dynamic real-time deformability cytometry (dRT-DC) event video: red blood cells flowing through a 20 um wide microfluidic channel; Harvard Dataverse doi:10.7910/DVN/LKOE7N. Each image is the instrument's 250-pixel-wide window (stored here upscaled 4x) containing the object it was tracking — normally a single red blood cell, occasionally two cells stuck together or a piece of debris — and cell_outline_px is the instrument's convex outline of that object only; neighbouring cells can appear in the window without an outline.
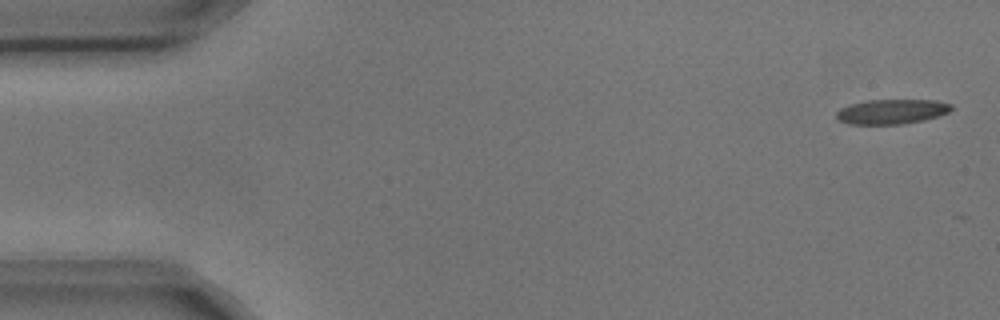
{"species": "common noctule bat (a hibernating species)", "species_latin": "Nyctalus noctula", "temperature_condition": "cold", "stored_images_in_passage": 5, "camera_frame_rate_fps": 3000, "um_per_image_px": 0.085, "animal": {"sex": "male", "body_mass_g": 17.9, "forearm_length_mm": 54.2}, "frame": {"image": 1, "passage_image": 1, "time_ms": 0.0, "image_size_px": [1000, 320], "cell_outline_px": [[952, 108], [948, 112], [924, 120], [904, 124], [848, 124], [836, 120], [836, 112], [840, 108], [852, 104], [868, 100], [936, 100], [952, 104]], "centroid_in_image_um": [75.77, 9.49], "position_along_channel_um": 9.2, "area_um2": 16.59}}
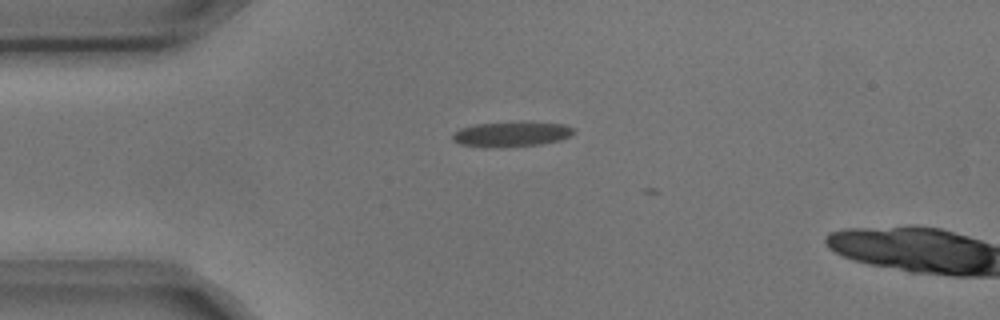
{"frame": {"image": 2, "passage_image": 4, "time_ms": 1.0, "image_size_px": [1000, 320], "cell_outline_px": [[576, 132], [572, 136], [560, 140], [540, 144], [504, 148], [484, 148], [460, 144], [452, 140], [452, 136], [460, 128], [472, 124], [564, 124], [572, 128]], "centroid_in_image_um": [43.42, 11.46], "position_along_channel_um": 41.6, "area_um2": 17.22}}